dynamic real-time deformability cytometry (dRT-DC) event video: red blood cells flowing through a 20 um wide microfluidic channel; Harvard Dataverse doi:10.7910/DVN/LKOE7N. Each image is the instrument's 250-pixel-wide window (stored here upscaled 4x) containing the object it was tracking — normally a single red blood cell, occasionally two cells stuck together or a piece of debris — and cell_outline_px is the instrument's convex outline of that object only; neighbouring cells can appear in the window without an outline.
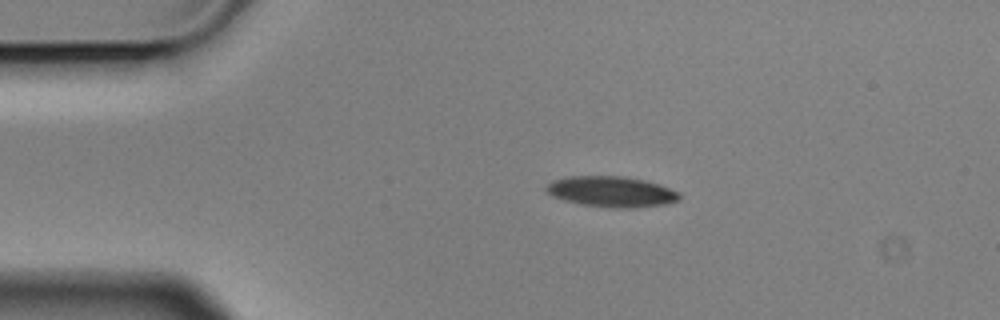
{"species": "Egyptian fruit bat (a non-hibernating species)", "species_latin": "Rousettus aegyptiacus", "temperature_condition": "cold", "stored_images_in_passage": 4, "camera_frame_rate_fps": 3000, "um_per_image_px": 0.085, "animal": {"sex": "male"}, "frame": {"image": 1, "passage_image": 2, "time_ms": 0.333, "image_size_px": [1000, 320], "cell_outline_px": [[680, 200], [664, 204], [636, 208], [612, 208], [580, 204], [564, 200], [552, 196], [544, 188], [552, 180], [568, 176], [620, 176], [644, 180], [660, 184], [680, 192]], "centroid_in_image_um": [51.98, 16.29], "position_along_channel_um": 33.0, "area_um2": 23.93}}
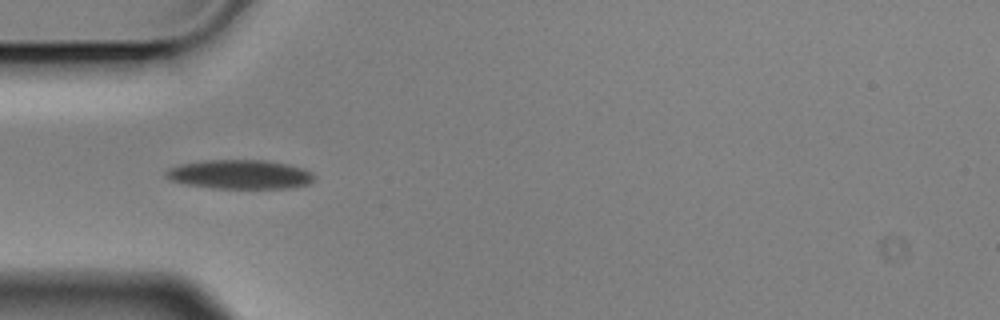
{"frame": {"image": 2, "passage_image": 3, "time_ms": 0.667, "image_size_px": [1000, 320], "cell_outline_px": [[312, 180], [308, 184], [288, 188], [212, 188], [188, 184], [172, 180], [164, 176], [164, 172], [168, 168], [180, 164], [204, 160], [264, 160], [288, 164], [304, 168], [312, 172]], "centroid_in_image_um": [20.37, 14.81], "position_along_channel_um": 64.6, "area_um2": 25.09}}
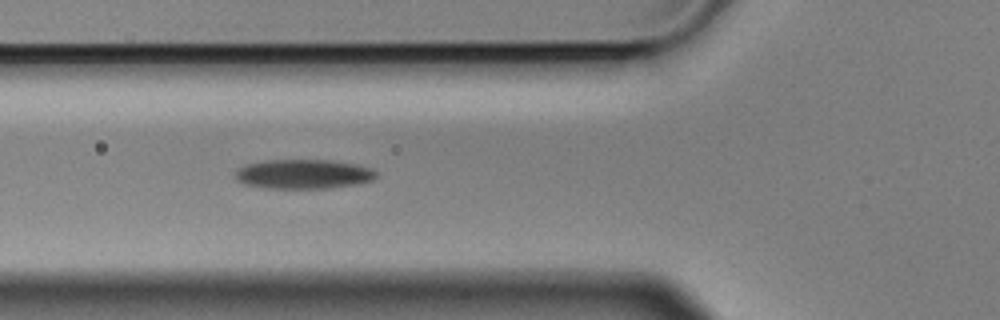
{"frame": {"image": 3, "passage_image": 4, "time_ms": 1.0, "image_size_px": [1000, 320], "cell_outline_px": [[376, 176], [372, 180], [356, 184], [328, 188], [272, 188], [244, 184], [236, 180], [236, 168], [244, 164], [264, 160], [332, 160], [356, 164], [372, 168], [376, 172]], "centroid_in_image_um": [25.77, 14.78], "position_along_channel_um": 100.0, "area_um2": 24.22}}